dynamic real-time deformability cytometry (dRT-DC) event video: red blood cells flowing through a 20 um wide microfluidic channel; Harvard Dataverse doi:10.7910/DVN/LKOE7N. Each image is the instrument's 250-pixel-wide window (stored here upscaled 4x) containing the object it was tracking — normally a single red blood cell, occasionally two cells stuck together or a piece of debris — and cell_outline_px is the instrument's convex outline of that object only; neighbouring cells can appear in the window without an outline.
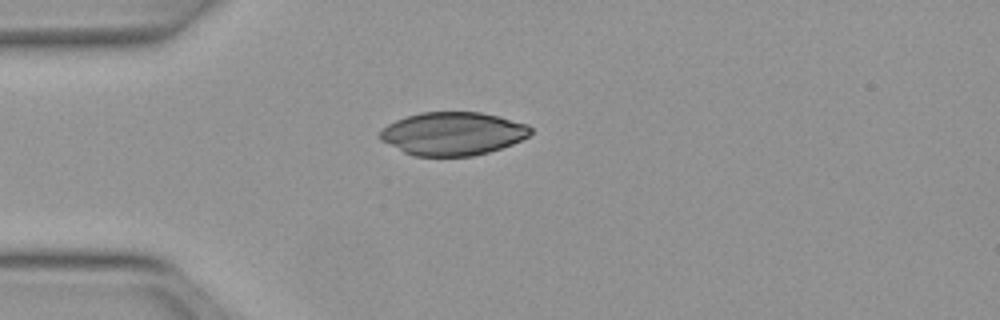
{"species": "Egyptian fruit bat (a non-hibernating species)", "species_latin": "Rousettus aegyptiacus", "temperature_condition": "warm", "stored_images_in_passage": 38, "camera_frame_rate_fps": 3000, "um_per_image_px": 0.085, "animal": {"sex": "female"}, "frame": {"image": 1, "passage_image": 1, "time_ms": 0.0, "image_size_px": [1000, 320], "cell_outline_px": [[532, 132], [528, 136], [512, 144], [488, 152], [472, 156], [412, 156], [380, 140], [380, 132], [388, 124], [396, 120], [420, 112], [480, 112], [500, 116], [528, 124], [532, 128]], "centroid_in_image_um": [38.5, 11.35], "position_along_channel_um": 46.5, "area_um2": 37.86}}